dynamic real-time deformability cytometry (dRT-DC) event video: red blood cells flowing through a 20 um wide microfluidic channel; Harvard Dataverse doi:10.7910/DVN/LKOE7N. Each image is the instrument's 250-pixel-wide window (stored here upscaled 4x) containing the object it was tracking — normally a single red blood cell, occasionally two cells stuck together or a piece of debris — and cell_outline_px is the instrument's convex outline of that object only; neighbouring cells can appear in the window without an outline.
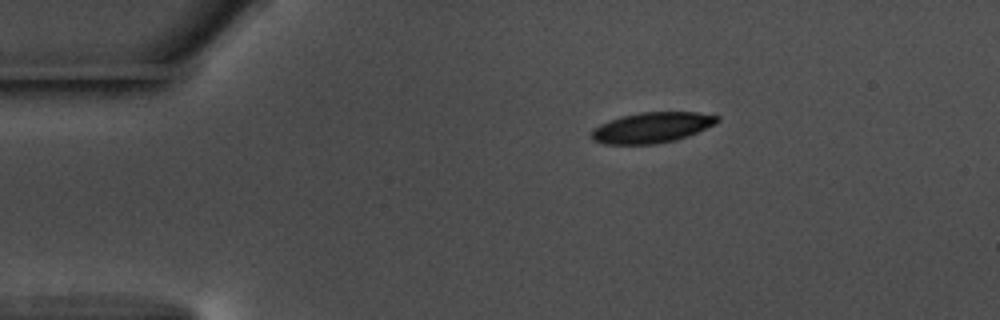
{"species": "common noctule bat (a hibernating species)", "species_latin": "Nyctalus noctula", "temperature_condition": "warm", "stored_images_in_passage": 30, "camera_frame_rate_fps": 3000, "um_per_image_px": 0.085, "animal": {"sex": "male", "body_mass_g": 17.5, "forearm_length_mm": 52.3}, "frame": {"image": 1, "passage_image": 1, "time_ms": 0.0, "image_size_px": [1000, 320], "cell_outline_px": [[720, 120], [716, 124], [688, 136], [676, 140], [656, 144], [604, 144], [592, 140], [588, 136], [592, 128], [608, 120], [620, 116], [640, 112], [696, 112], [720, 116]], "centroid_in_image_um": [55.37, 10.84], "position_along_channel_um": 29.6, "area_um2": 22.77}}
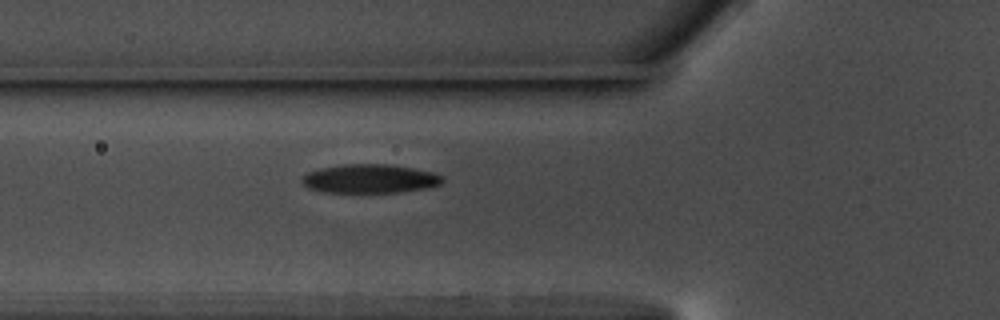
{"frame": {"image": 2, "passage_image": 11, "time_ms": 3.333, "image_size_px": [1000, 320], "cell_outline_px": [[444, 180], [440, 184], [424, 188], [396, 192], [324, 192], [308, 188], [300, 180], [308, 172], [320, 168], [348, 164], [388, 164], [412, 168], [432, 172], [444, 176]], "centroid_in_image_um": [31.43, 15.18], "position_along_channel_um": 94.4, "area_um2": 23.35}}
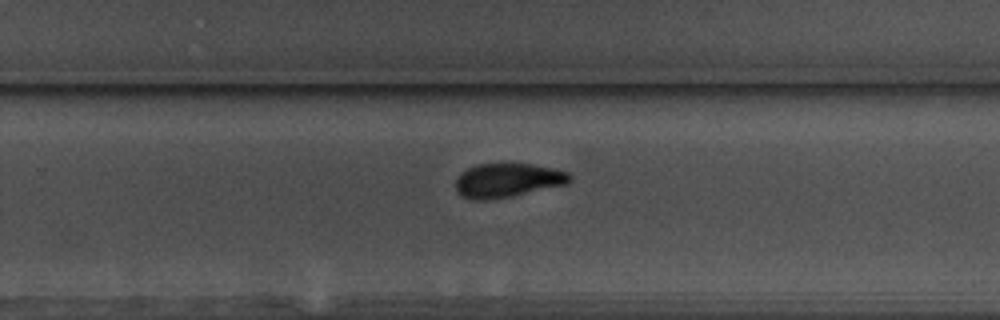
{"frame": {"image": 3, "passage_image": 27, "time_ms": 8.667, "image_size_px": [1000, 320], "cell_outline_px": [[572, 180], [568, 184], [512, 196], [484, 200], [472, 200], [460, 196], [456, 192], [456, 176], [460, 172], [476, 164], [532, 164], [552, 168], [568, 172], [572, 176]], "centroid_in_image_um": [43.12, 15.33], "position_along_channel_um": 286.7, "area_um2": 22.83}}